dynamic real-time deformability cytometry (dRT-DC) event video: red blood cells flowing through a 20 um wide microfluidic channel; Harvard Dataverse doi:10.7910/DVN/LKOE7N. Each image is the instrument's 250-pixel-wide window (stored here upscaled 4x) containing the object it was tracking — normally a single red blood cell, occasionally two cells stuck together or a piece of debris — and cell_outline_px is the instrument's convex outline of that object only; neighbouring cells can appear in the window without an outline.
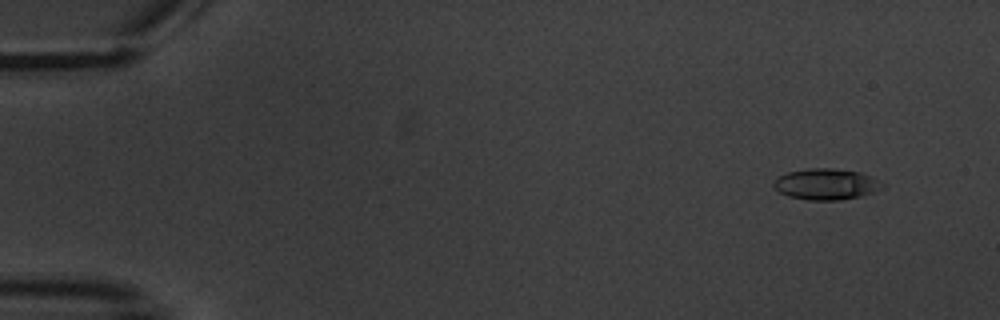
{"species": "common noctule bat (a hibernating species)", "species_latin": "Nyctalus noctula", "temperature_condition": "warm", "stored_images_in_passage": 4, "camera_frame_rate_fps": 3000, "um_per_image_px": 0.085, "animal": {"sex": "male", "body_mass_g": 20.1, "forearm_length_mm": 53.5}, "frame": {"image": 1, "passage_image": 1, "time_ms": 0.0, "image_size_px": [1000, 320], "cell_outline_px": [[884, 188], [860, 196], [840, 200], [808, 200], [788, 196], [780, 192], [772, 184], [780, 176], [788, 172], [812, 168], [832, 168], [860, 172], [872, 176], [884, 184]], "centroid_in_image_um": [70.25, 15.65], "position_along_channel_um": 14.7, "area_um2": 19.54}}
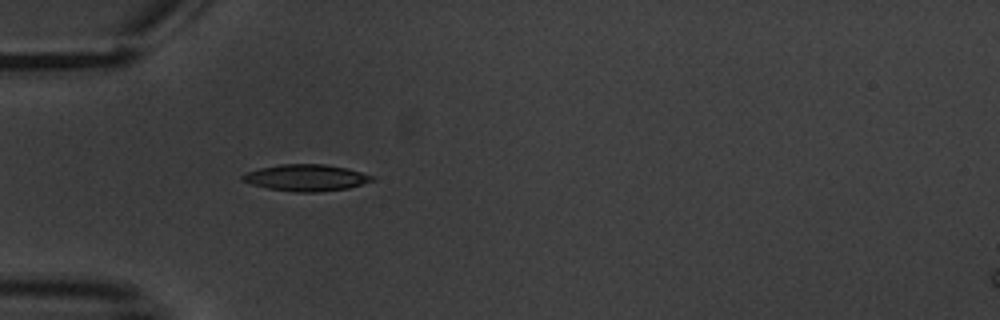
{"frame": {"image": 2, "passage_image": 4, "time_ms": 4.667, "image_size_px": [1000, 320], "cell_outline_px": [[376, 180], [348, 188], [320, 192], [296, 192], [268, 188], [252, 184], [240, 180], [240, 176], [244, 172], [260, 168], [280, 164], [324, 164], [348, 168], [376, 176]], "centroid_in_image_um": [26.03, 15.1], "position_along_channel_um": 59.0, "area_um2": 20.29}}